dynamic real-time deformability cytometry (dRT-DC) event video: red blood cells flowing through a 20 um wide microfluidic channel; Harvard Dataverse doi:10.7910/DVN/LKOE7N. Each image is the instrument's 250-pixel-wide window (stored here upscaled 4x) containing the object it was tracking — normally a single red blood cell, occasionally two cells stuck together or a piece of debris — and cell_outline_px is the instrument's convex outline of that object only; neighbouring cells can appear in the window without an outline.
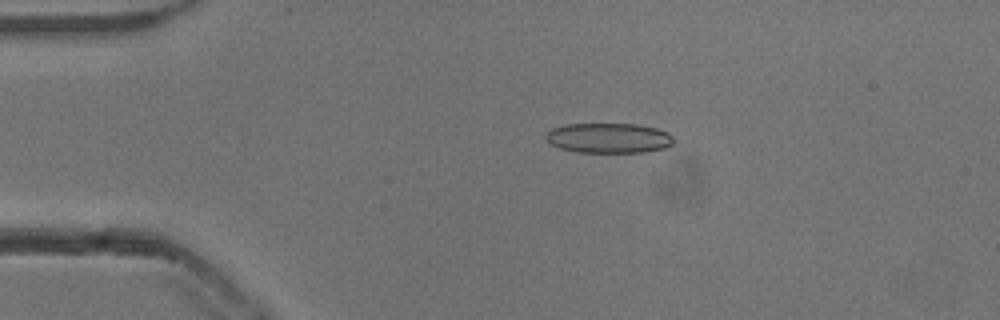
{"species": "common noctule bat (a hibernating species)", "species_latin": "Nyctalus noctula", "temperature_condition": "cold", "stored_images_in_passage": 51, "camera_frame_rate_fps": 3000, "um_per_image_px": 0.085, "animal": {"sex": "male", "body_mass_g": 13.3}, "frame": {"image": 1, "passage_image": 9, "time_ms": 2.667, "image_size_px": [1000, 320], "cell_outline_px": [[676, 140], [672, 144], [664, 148], [644, 152], [576, 152], [560, 148], [552, 144], [544, 136], [552, 128], [564, 124], [636, 124], [656, 128], [668, 132]], "centroid_in_image_um": [51.76, 11.73], "position_along_channel_um": 33.2, "area_um2": 22.37}}
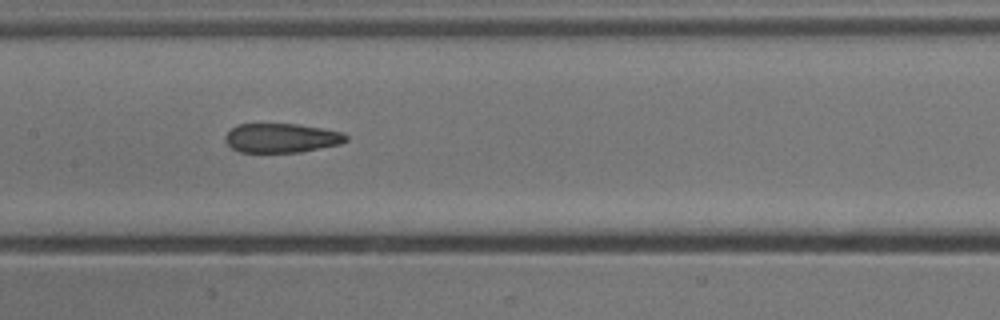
{"frame": {"image": 2, "passage_image": 24, "time_ms": 7.667, "image_size_px": [1000, 320], "cell_outline_px": [[348, 140], [340, 144], [300, 152], [240, 152], [232, 148], [224, 140], [224, 136], [236, 124], [296, 124], [344, 132], [348, 136]], "centroid_in_image_um": [23.93, 11.73], "position_along_channel_um": 183.5, "area_um2": 20.58}}
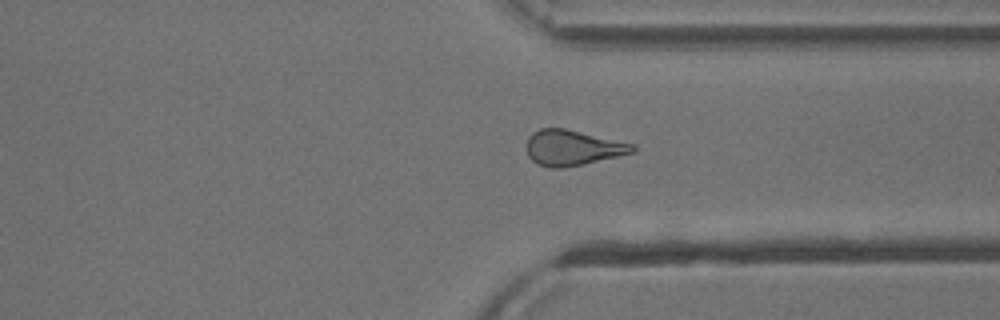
{"frame": {"image": 3, "passage_image": 38, "time_ms": 12.333, "image_size_px": [1000, 320], "cell_outline_px": [[636, 152], [564, 168], [552, 168], [536, 164], [528, 156], [528, 136], [532, 132], [540, 128], [564, 128], [636, 144]], "centroid_in_image_um": [48.68, 12.55], "position_along_channel_um": 362.7, "area_um2": 21.91}, "authors_computed_cell_mechanics": {"area_um2": 22.1952, "velocity_mm_per_s": 3.8508, "shape_relaxation_time_tau1_ms": null, "shape_relaxation_time_tau2_ms": 3.1775, "deformation_change_tau1": null, "deformation_change_tau2": 0.1241}}